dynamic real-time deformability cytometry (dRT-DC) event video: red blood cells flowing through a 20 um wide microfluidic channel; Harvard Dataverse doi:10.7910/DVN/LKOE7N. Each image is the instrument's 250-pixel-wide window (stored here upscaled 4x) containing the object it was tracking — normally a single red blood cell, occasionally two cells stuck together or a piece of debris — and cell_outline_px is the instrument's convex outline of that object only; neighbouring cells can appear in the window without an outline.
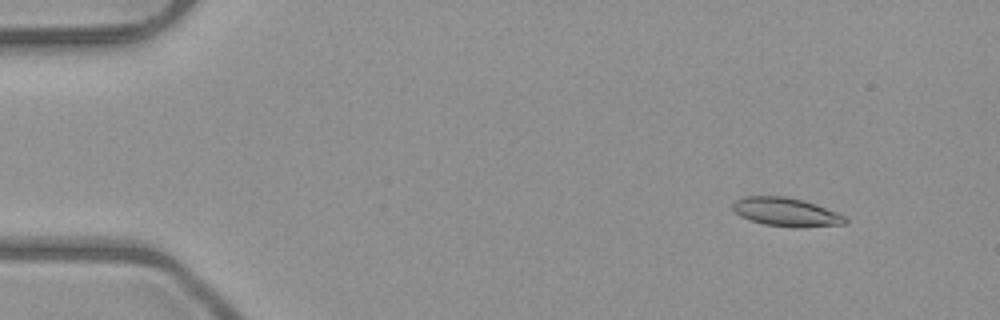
{"species": "common noctule bat (a hibernating species)", "species_latin": "Nyctalus noctula", "temperature_condition": "room temperature", "stored_images_in_passage": 6, "camera_frame_rate_fps": 3000, "um_per_image_px": 0.085, "animal": {"sex": "male", "body_mass_g": 23.1, "forearm_length_mm": 52.7}, "frame": {"image": 1, "passage_image": 2, "time_ms": 1.0, "image_size_px": [1000, 320], "cell_outline_px": [[848, 220], [844, 224], [796, 228], [764, 224], [740, 216], [732, 208], [732, 204], [736, 200], [744, 196], [784, 196], [804, 200], [816, 204], [836, 212], [844, 216]], "centroid_in_image_um": [66.82, 18.02], "position_along_channel_um": 18.2, "area_um2": 18.67}}
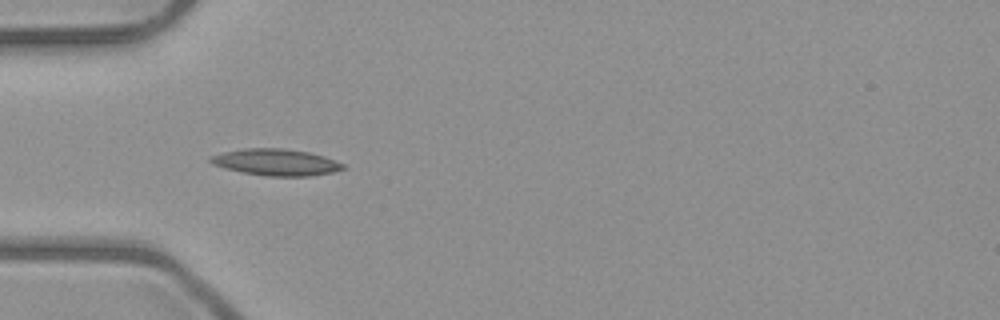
{"frame": {"image": 2, "passage_image": 5, "time_ms": 4.667, "image_size_px": [1000, 320], "cell_outline_px": [[348, 168], [332, 172], [308, 176], [264, 176], [240, 172], [224, 168], [212, 164], [208, 160], [208, 156], [224, 152], [244, 148], [284, 148], [308, 152], [324, 156], [344, 164]], "centroid_in_image_um": [23.43, 13.79], "position_along_channel_um": 61.6, "area_um2": 20.69}}
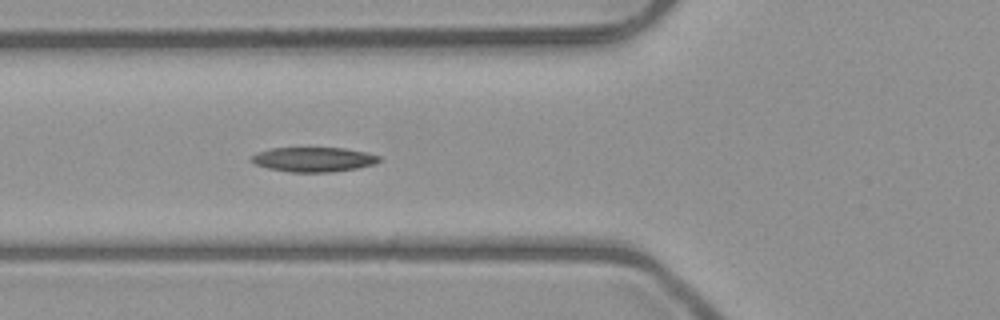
{"frame": {"image": 3, "passage_image": 6, "time_ms": 5.667, "image_size_px": [1000, 320], "cell_outline_px": [[380, 160], [376, 164], [356, 168], [332, 172], [288, 172], [268, 168], [256, 164], [248, 160], [248, 156], [256, 152], [272, 148], [344, 148], [364, 152], [380, 156]], "centroid_in_image_um": [26.59, 13.55], "position_along_channel_um": 99.2, "area_um2": 18.44}}